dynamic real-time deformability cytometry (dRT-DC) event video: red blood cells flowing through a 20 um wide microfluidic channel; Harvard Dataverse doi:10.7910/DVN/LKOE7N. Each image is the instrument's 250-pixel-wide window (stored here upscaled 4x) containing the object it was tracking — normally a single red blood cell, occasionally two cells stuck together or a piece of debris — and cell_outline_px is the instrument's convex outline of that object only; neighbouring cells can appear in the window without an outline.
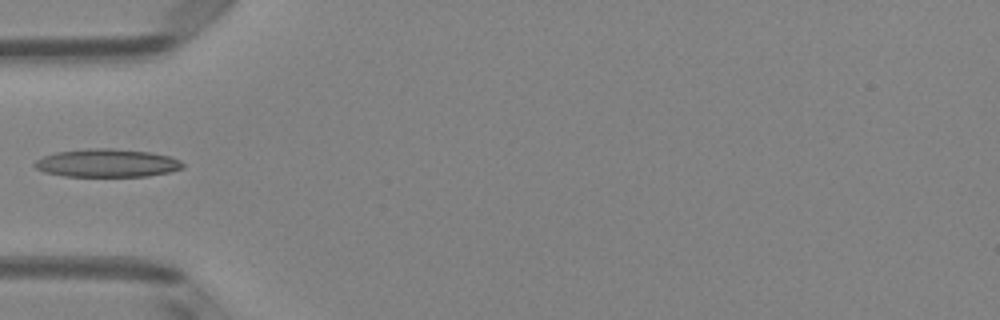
{"species": "Egyptian fruit bat (a non-hibernating species)", "species_latin": "Rousettus aegyptiacus", "temperature_condition": "room temperature", "stored_images_in_passage": 5, "camera_frame_rate_fps": 3000, "um_per_image_px": 0.085, "animal": {"sex": "female"}, "frame": {"image": 1, "passage_image": 4, "time_ms": 1.0, "image_size_px": [1000, 320], "cell_outline_px": [[184, 168], [168, 172], [148, 176], [64, 176], [44, 172], [36, 168], [32, 164], [36, 160], [44, 156], [56, 152], [88, 148], [112, 148], [148, 152], [168, 156], [180, 160], [184, 164]], "centroid_in_image_um": [9.08, 13.86], "position_along_channel_um": 75.9, "area_um2": 24.22}}
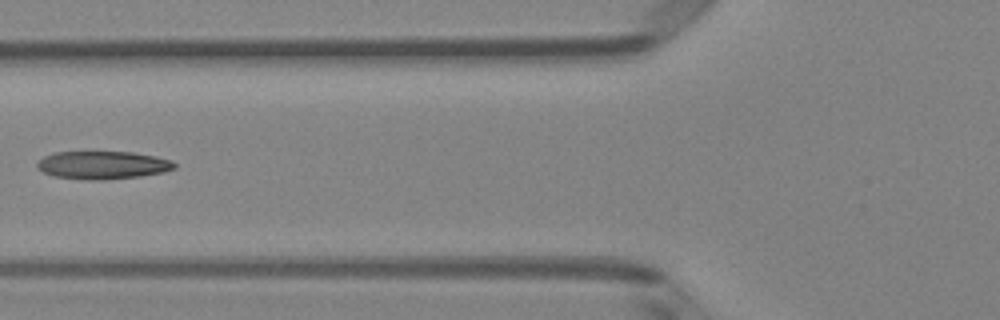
{"frame": {"image": 2, "passage_image": 5, "time_ms": 1.333, "image_size_px": [1000, 320], "cell_outline_px": [[176, 168], [164, 172], [140, 176], [100, 180], [88, 180], [52, 176], [36, 168], [36, 164], [44, 156], [56, 152], [132, 152], [156, 156], [172, 160], [176, 164]], "centroid_in_image_um": [8.74, 14.03], "position_along_channel_um": 117.1, "area_um2": 22.43}}